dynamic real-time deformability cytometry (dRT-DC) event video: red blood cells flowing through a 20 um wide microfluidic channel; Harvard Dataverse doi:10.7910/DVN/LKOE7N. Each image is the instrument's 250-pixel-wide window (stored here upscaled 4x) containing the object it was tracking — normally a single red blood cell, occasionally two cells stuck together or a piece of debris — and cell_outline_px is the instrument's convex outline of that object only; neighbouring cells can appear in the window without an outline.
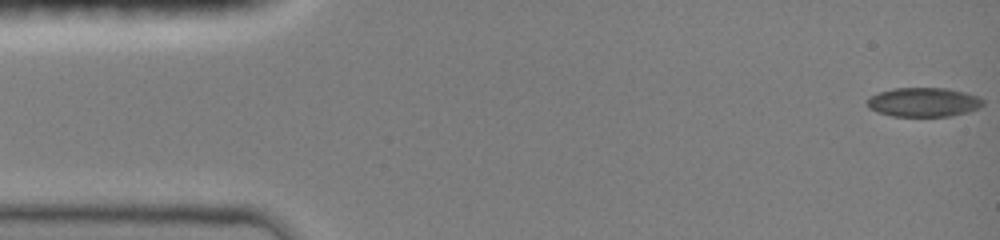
{"species": "common noctule bat (a hibernating species)", "species_latin": "Nyctalus noctula", "temperature_condition": "room temperature", "stored_images_in_passage": 47, "camera_frame_rate_fps": 3000, "um_per_image_px": 0.085, "animal": {"sex": "female", "body_mass_g": 19.0, "forearm_length_mm": 51.5}, "frame": {"image": 1, "passage_image": 1, "time_ms": 0.0, "image_size_px": [1000, 240], "cell_outline_px": [[984, 104], [968, 112], [952, 116], [892, 116], [876, 112], [868, 108], [868, 96], [892, 88], [948, 88], [980, 96], [984, 100]], "centroid_in_image_um": [78.5, 8.68], "position_along_channel_um": 6.5, "area_um2": 19.83}}
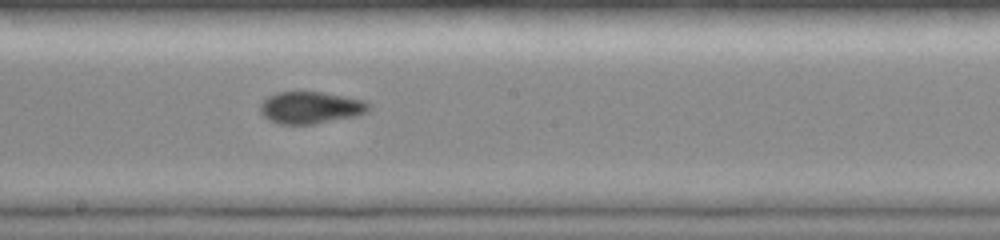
{"frame": {"image": 2, "passage_image": 26, "time_ms": 8.333, "image_size_px": [1000, 240], "cell_outline_px": [[372, 108], [368, 112], [356, 116], [316, 124], [280, 124], [264, 116], [260, 112], [260, 104], [268, 96], [276, 92], [320, 92], [344, 96], [364, 100], [372, 104]], "centroid_in_image_um": [26.45, 9.15], "position_along_channel_um": 221.7, "area_um2": 20.35}}
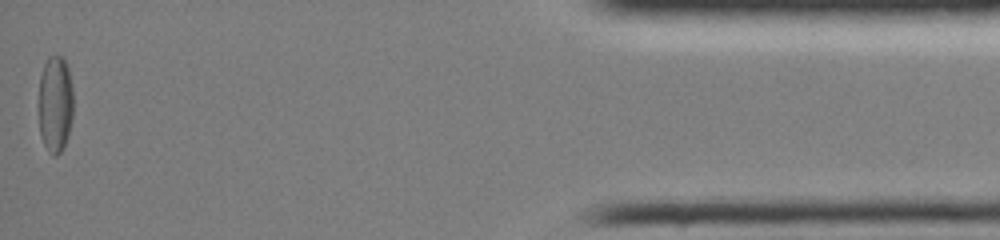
{"frame": {"image": 3, "passage_image": 47, "time_ms": 15.333, "image_size_px": [1000, 240], "cell_outline_px": [[72, 116], [68, 136], [60, 152], [56, 156], [52, 156], [48, 152], [44, 144], [40, 132], [40, 76], [44, 64], [48, 56], [64, 56], [68, 68], [72, 88]], "centroid_in_image_um": [4.71, 8.83], "position_along_channel_um": 430.5, "area_um2": 19.36}, "authors_computed_cell_mechanics": {"area_um2": 19.7676, "velocity_mm_per_s": 4.0592, "shape_relaxation_time_tau1_ms": null, "shape_relaxation_time_tau2_ms": 3.9539, "deformation_change_tau1": null, "deformation_change_tau2": 0.0653}}